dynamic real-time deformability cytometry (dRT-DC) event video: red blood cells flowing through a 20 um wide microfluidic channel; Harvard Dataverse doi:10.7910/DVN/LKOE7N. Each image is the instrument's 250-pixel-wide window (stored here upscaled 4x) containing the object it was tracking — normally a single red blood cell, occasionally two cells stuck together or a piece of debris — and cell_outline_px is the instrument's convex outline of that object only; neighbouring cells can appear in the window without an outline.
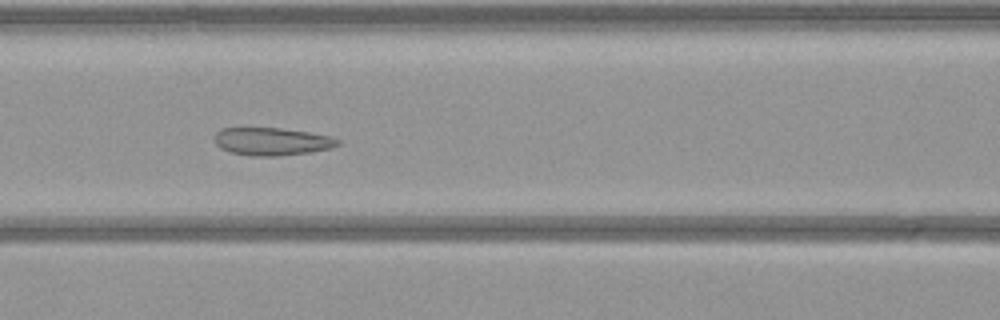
{"species": "common noctule bat (a hibernating species)", "species_latin": "Nyctalus noctula", "temperature_condition": "warm", "stored_images_in_passage": 42, "camera_frame_rate_fps": 3000, "um_per_image_px": 0.085, "animal": {"sex": "female", "body_mass_g": 21.9}, "frame": {"image": 1, "passage_image": 11, "time_ms": 3.333, "image_size_px": [1000, 320], "cell_outline_px": [[340, 144], [332, 148], [308, 152], [276, 156], [252, 156], [228, 152], [220, 148], [216, 144], [212, 136], [220, 128], [244, 124], [280, 128], [308, 132], [332, 136], [340, 140]], "centroid_in_image_um": [22.99, 11.97], "position_along_channel_um": 143.6, "area_um2": 20.98}}
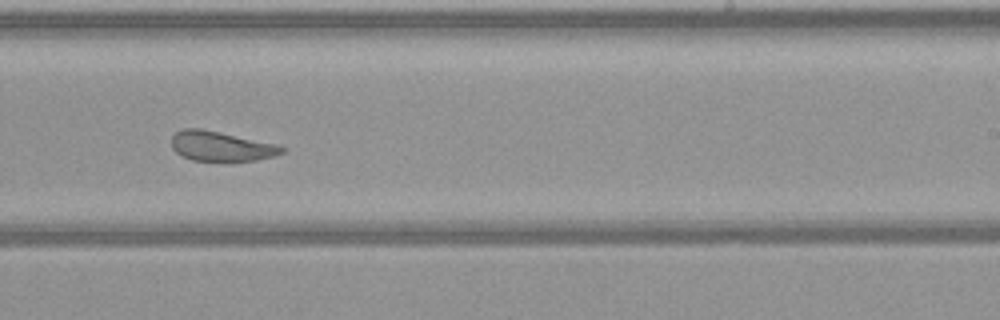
{"frame": {"image": 2, "passage_image": 21, "time_ms": 6.667, "image_size_px": [1000, 320], "cell_outline_px": [[288, 148], [284, 152], [276, 156], [256, 160], [192, 160], [176, 152], [172, 148], [172, 136], [176, 132], [184, 128], [200, 128], [276, 144]], "centroid_in_image_um": [18.82, 12.42], "position_along_channel_um": 270.2, "area_um2": 18.9}}
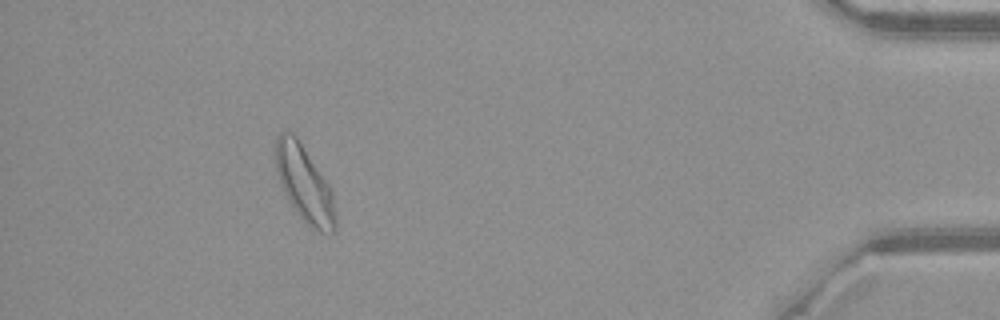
{"frame": {"image": 3, "passage_image": 37, "time_ms": 12.0, "image_size_px": [1000, 320], "cell_outline_px": [[336, 228], [332, 232], [320, 232], [312, 228], [296, 212], [288, 200], [280, 184], [276, 172], [276, 136], [280, 132], [288, 128], [296, 136], [328, 184], [332, 192], [336, 216]], "centroid_in_image_um": [25.86, 15.61], "position_along_channel_um": 409.3, "area_um2": 26.3}}